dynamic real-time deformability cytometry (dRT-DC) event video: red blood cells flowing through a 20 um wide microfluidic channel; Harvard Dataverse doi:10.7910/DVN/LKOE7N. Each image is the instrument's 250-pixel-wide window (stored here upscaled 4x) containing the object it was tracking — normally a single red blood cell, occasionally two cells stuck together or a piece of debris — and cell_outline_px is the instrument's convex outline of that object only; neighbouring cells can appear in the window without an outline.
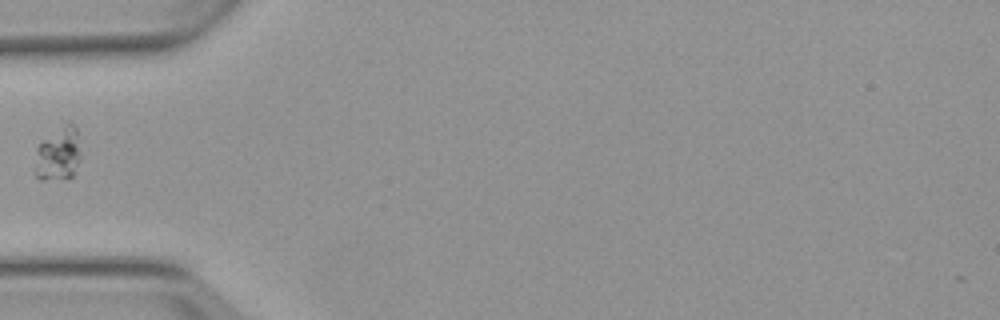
{"species": "Egyptian fruit bat (a non-hibernating species)", "species_latin": "Rousettus aegyptiacus", "temperature_condition": "warm", "stored_images_in_passage": 1, "camera_frame_rate_fps": 3000, "um_per_image_px": 0.085, "animal": {"sex": "female"}, "frame": {"image": 1, "passage_image": 1, "time_ms": 0.0, "image_size_px": [1000, 320], "cell_outline_px": [[80, 156], [72, 176], [44, 180], [40, 180], [36, 176], [36, 148], [44, 140], [64, 124], [72, 124], [76, 128], [80, 152]], "centroid_in_image_um": [4.95, 13.1], "position_along_channel_um": 80.1, "area_um2": 13.7}}